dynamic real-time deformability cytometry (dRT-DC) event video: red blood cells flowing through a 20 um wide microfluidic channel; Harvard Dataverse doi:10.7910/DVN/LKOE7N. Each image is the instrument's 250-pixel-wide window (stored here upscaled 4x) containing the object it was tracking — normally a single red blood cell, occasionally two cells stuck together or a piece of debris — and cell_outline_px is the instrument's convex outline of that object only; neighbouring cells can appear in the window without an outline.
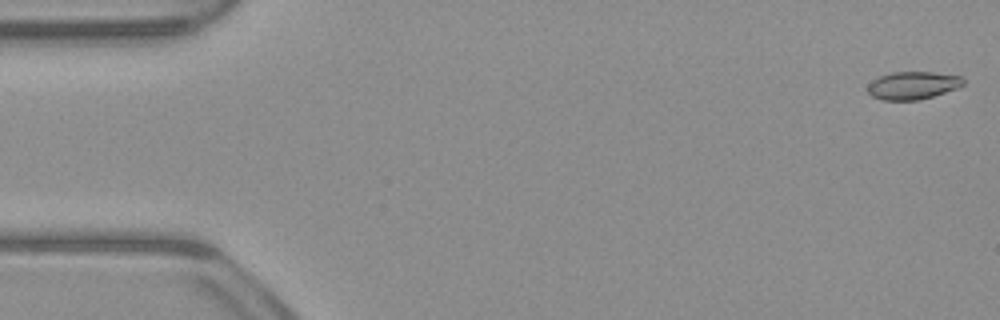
{"species": "common noctule bat (a hibernating species)", "species_latin": "Nyctalus noctula", "temperature_condition": "warm", "stored_images_in_passage": 52, "camera_frame_rate_fps": 3000, "um_per_image_px": 0.085, "animal": {"sex": "male", "body_mass_g": 23.1, "forearm_length_mm": 52.7}, "frame": {"image": 1, "passage_image": 1, "time_ms": 0.0, "image_size_px": [1000, 320], "cell_outline_px": [[964, 84], [956, 88], [920, 100], [884, 100], [872, 96], [868, 92], [868, 84], [872, 80], [880, 76], [892, 72], [932, 72], [964, 76]], "centroid_in_image_um": [77.59, 7.25], "position_along_channel_um": 7.4, "area_um2": 15.43}}
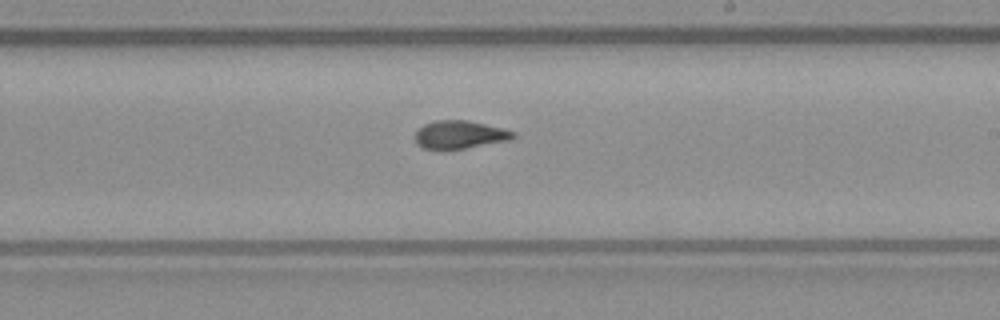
{"frame": {"image": 2, "passage_image": 30, "time_ms": 9.667, "image_size_px": [1000, 320], "cell_outline_px": [[516, 136], [508, 140], [464, 148], [424, 148], [416, 144], [416, 128], [432, 120], [468, 120], [516, 132]], "centroid_in_image_um": [39.04, 11.42], "position_along_channel_um": 250.0, "area_um2": 15.72}}
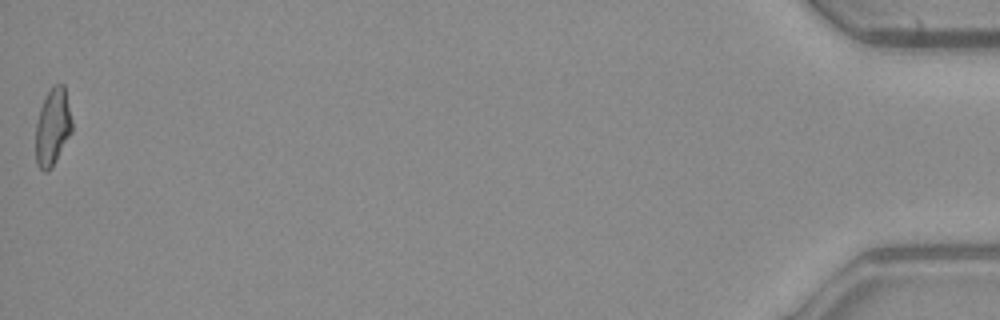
{"frame": {"image": 3, "passage_image": 52, "time_ms": 17.0, "image_size_px": [1000, 320], "cell_outline_px": [[72, 132], [52, 168], [48, 172], [44, 172], [36, 164], [36, 124], [40, 108], [44, 96], [56, 84], [64, 84], [72, 120]], "centroid_in_image_um": [4.48, 10.82], "position_along_channel_um": 430.7, "area_um2": 16.42}, "authors_computed_cell_mechanics": {"area_um2": 16.2996, "velocity_mm_per_s": 3.9647, "shape_relaxation_time_tau1_ms": null, "shape_relaxation_time_tau2_ms": 2.1524, "deformation_change_tau1": null, "deformation_change_tau2": 0.0882}}